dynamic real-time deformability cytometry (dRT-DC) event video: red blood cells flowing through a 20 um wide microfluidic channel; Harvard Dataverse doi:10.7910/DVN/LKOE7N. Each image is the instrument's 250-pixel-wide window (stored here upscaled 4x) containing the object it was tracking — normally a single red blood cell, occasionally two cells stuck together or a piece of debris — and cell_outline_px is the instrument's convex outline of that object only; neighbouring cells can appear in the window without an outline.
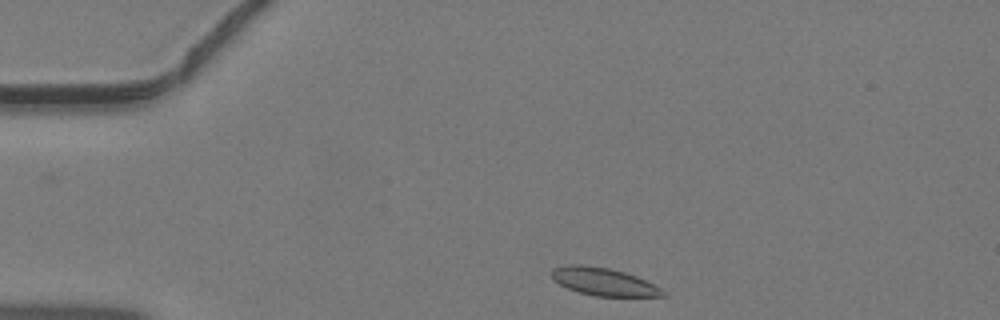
{"species": "common noctule bat (a hibernating species)", "species_latin": "Nyctalus noctula", "temperature_condition": "warm", "stored_images_in_passage": 37, "camera_frame_rate_fps": 3000, "um_per_image_px": 0.085, "animal": {"sex": "male", "body_mass_g": 19.2, "forearm_length_mm": 51.8}, "frame": {"image": 1, "passage_image": 1, "time_ms": 0.0, "image_size_px": [1000, 320], "cell_outline_px": [[668, 296], [596, 296], [580, 292], [568, 288], [552, 280], [552, 268], [568, 264], [584, 264], [608, 268], [624, 272], [636, 276], [668, 292]], "centroid_in_image_um": [51.3, 23.94], "position_along_channel_um": 33.7, "area_um2": 17.92}}
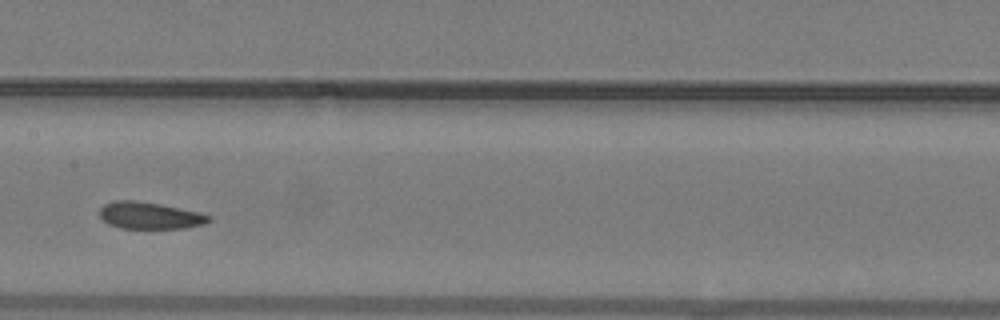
{"frame": {"image": 2, "passage_image": 15, "time_ms": 4.667, "image_size_px": [1000, 320], "cell_outline_px": [[212, 220], [204, 224], [184, 228], [120, 228], [108, 224], [100, 216], [100, 208], [104, 204], [116, 200], [132, 200], [160, 204], [196, 212], [212, 216]], "centroid_in_image_um": [12.71, 18.32], "position_along_channel_um": 194.7, "area_um2": 16.94}}
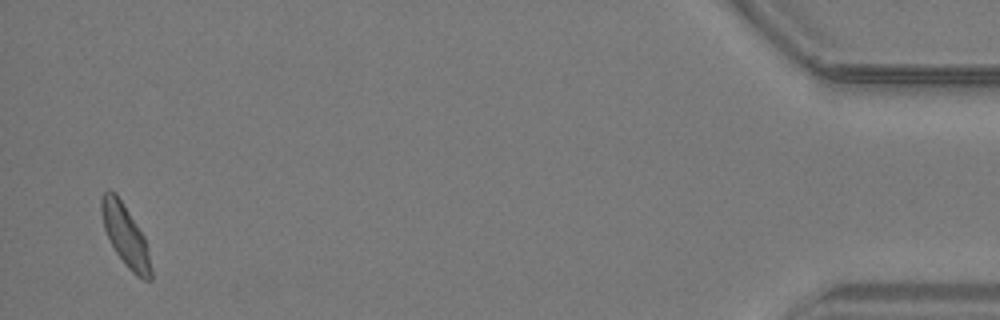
{"frame": {"image": 3, "passage_image": 36, "time_ms": 11.667, "image_size_px": [1000, 320], "cell_outline_px": [[152, 280], [144, 280], [136, 276], [128, 268], [116, 252], [104, 228], [100, 212], [100, 196], [108, 188], [116, 192], [144, 236], [152, 268]], "centroid_in_image_um": [10.64, 19.99], "position_along_channel_um": 424.6, "area_um2": 17.74}}